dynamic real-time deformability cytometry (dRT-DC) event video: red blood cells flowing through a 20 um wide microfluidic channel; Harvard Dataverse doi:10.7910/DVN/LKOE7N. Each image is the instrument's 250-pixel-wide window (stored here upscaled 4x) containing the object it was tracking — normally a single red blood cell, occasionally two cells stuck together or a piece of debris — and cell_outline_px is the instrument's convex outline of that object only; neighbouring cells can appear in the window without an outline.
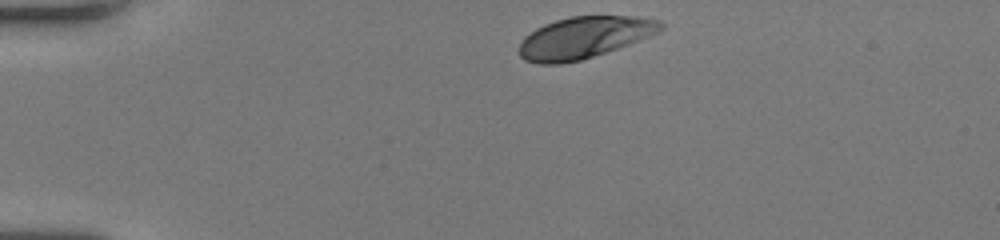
{"species": "human", "species_latin": "Homo sapiens", "temperature_condition": "room temperature", "stored_images_in_passage": 34, "camera_frame_rate_fps": 3000, "um_per_image_px": 0.085, "donor": {"sex": "female"}, "frame": {"image": 1, "passage_image": 1, "time_ms": 0.0, "image_size_px": [1000, 240], "cell_outline_px": [[664, 28], [660, 32], [628, 44], [580, 60], [560, 64], [540, 64], [524, 60], [520, 56], [520, 44], [524, 36], [536, 28], [544, 24], [556, 20], [572, 16], [636, 16], [660, 20], [664, 24]], "centroid_in_image_um": [49.66, 3.18], "position_along_channel_um": 35.3, "area_um2": 34.16}}
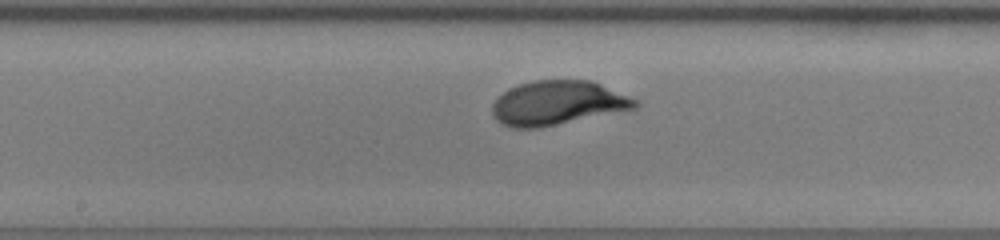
{"frame": {"image": 2, "passage_image": 18, "time_ms": 5.667, "image_size_px": [1000, 240], "cell_outline_px": [[640, 104], [636, 108], [536, 128], [512, 128], [496, 120], [492, 116], [492, 104], [504, 92], [520, 84], [532, 80], [592, 80], [628, 96], [636, 100]], "centroid_in_image_um": [47.38, 8.74], "position_along_channel_um": 200.8, "area_um2": 36.3}}
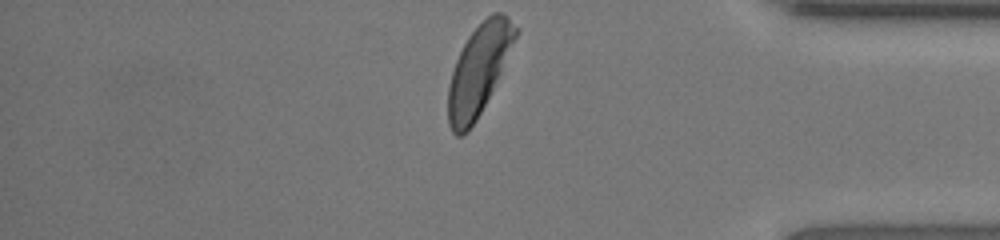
{"frame": {"image": 3, "passage_image": 34, "time_ms": 11.0, "image_size_px": [1000, 240], "cell_outline_px": [[516, 36], [500, 72], [476, 120], [468, 132], [460, 136], [456, 136], [452, 132], [448, 124], [448, 88], [452, 72], [456, 60], [468, 36], [492, 12], [504, 12], [508, 16], [516, 28]], "centroid_in_image_um": [40.65, 5.96], "position_along_channel_um": 394.6, "area_um2": 34.16}, "authors_computed_cell_mechanics": {"area_um2": 35.8071, "velocity_mm_per_s": 4.008, "shape_relaxation_time_tau1_ms": 1.8031, "shape_relaxation_time_tau2_ms": null, "deformation_change_tau1": 0.1375, "deformation_change_tau2": null}}